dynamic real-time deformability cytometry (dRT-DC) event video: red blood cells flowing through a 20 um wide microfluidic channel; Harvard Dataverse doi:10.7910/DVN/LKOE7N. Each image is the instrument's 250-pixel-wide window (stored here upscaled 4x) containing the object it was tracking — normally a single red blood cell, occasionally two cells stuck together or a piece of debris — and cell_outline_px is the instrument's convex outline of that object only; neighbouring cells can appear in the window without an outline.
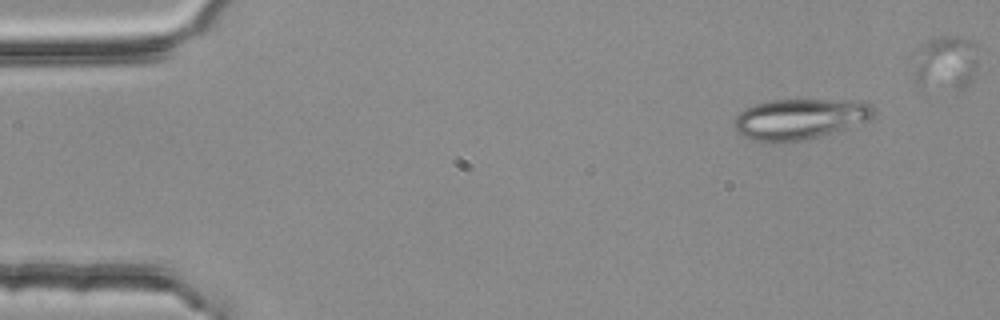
{"species": "common noctule bat (a hibernating species)", "species_latin": "Nyctalus noctula", "temperature_condition": "room temperature", "stored_images_in_passage": 4, "camera_frame_rate_fps": 3000, "um_per_image_px": 0.085, "animal": {"sex": "female", "body_mass_g": 25.1}, "frame": {"image": 1, "passage_image": 1, "time_ms": 0.0, "image_size_px": [1000, 320], "cell_outline_px": [[876, 112], [868, 120], [820, 136], [804, 140], [772, 144], [748, 140], [740, 136], [732, 120], [740, 112], [756, 104], [772, 100], [848, 100], [868, 104]], "centroid_in_image_um": [67.88, 10.14], "position_along_channel_um": 17.1, "area_um2": 33.0}}